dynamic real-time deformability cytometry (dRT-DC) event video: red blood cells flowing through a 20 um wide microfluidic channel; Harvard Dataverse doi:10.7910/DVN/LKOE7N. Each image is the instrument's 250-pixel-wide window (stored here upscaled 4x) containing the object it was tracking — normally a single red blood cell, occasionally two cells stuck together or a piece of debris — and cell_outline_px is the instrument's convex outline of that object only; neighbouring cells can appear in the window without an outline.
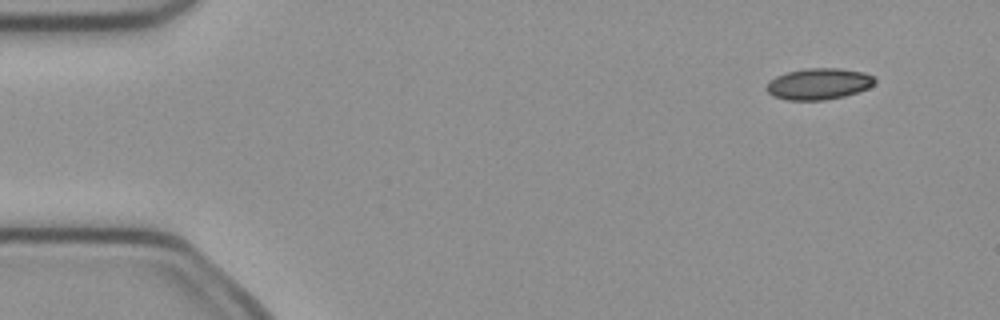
{"species": "common noctule bat (a hibernating species)", "species_latin": "Nyctalus noctula", "temperature_condition": "cold", "stored_images_in_passage": 5, "camera_frame_rate_fps": 3000, "um_per_image_px": 0.085, "animal": {"sex": "female", "body_mass_g": 21.9}, "frame": {"image": 1, "passage_image": 1, "time_ms": 0.0, "image_size_px": [1000, 320], "cell_outline_px": [[876, 80], [868, 88], [844, 96], [824, 100], [788, 100], [772, 96], [764, 88], [776, 76], [788, 72], [804, 68], [840, 68], [864, 72], [872, 76]], "centroid_in_image_um": [69.58, 7.13], "position_along_channel_um": 15.4, "area_um2": 19.65}}
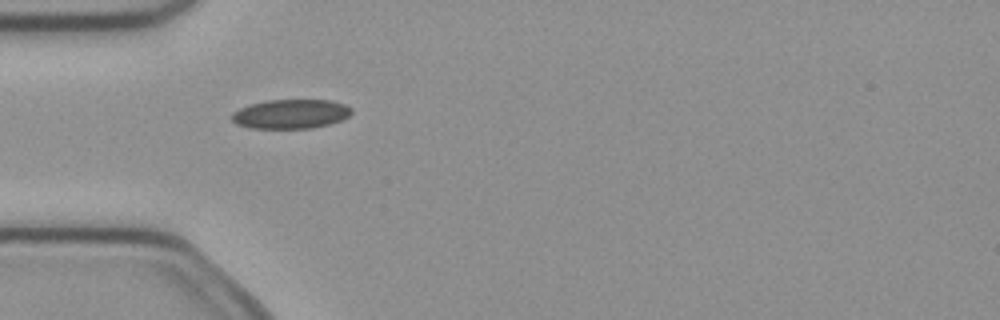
{"frame": {"image": 2, "passage_image": 4, "time_ms": 1.0, "image_size_px": [1000, 320], "cell_outline_px": [[352, 112], [344, 120], [312, 128], [248, 128], [236, 124], [232, 120], [232, 112], [240, 108], [252, 104], [268, 100], [332, 100], [344, 104], [352, 108]], "centroid_in_image_um": [24.73, 9.69], "position_along_channel_um": 60.3, "area_um2": 20.46}}